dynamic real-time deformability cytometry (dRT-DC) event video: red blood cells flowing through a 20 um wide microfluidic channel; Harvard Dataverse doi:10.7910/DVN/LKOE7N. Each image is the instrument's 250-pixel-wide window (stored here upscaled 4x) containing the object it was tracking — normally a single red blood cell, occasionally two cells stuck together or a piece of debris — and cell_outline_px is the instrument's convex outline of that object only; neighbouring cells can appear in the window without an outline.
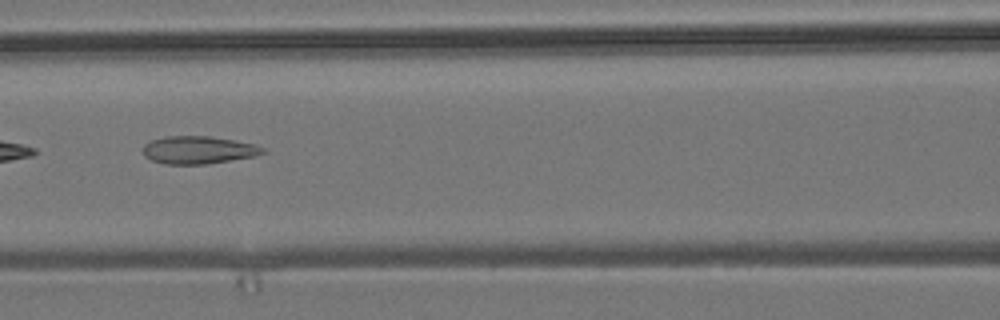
{"species": "common noctule bat (a hibernating species)", "species_latin": "Nyctalus noctula", "temperature_condition": "room temperature", "stored_images_in_passage": 7, "camera_frame_rate_fps": 3000, "um_per_image_px": 0.085, "animal": {"sex": "male", "body_mass_g": 19.2, "forearm_length_mm": 51.8}, "frame": {"image": 1, "passage_image": 7, "time_ms": 2.0, "image_size_px": [1000, 320], "cell_outline_px": [[268, 152], [252, 156], [204, 164], [164, 164], [152, 160], [144, 156], [144, 144], [152, 140], [164, 136], [212, 136], [256, 144], [264, 148]], "centroid_in_image_um": [16.86, 12.73], "position_along_channel_um": 149.7, "area_um2": 19.25}}